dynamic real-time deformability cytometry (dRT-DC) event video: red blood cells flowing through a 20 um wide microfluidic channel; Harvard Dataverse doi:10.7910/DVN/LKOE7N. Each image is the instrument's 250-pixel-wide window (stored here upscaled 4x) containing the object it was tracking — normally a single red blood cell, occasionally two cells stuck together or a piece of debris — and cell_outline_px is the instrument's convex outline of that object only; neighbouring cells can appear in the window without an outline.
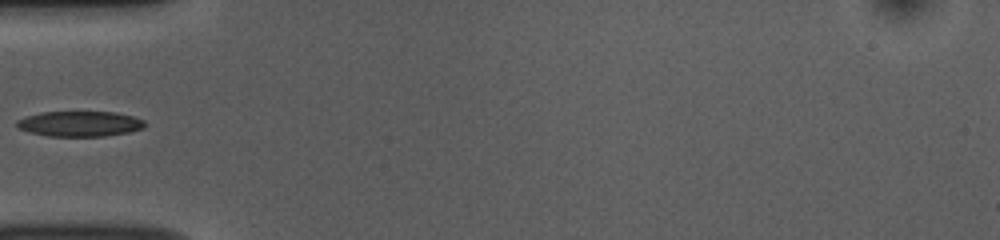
{"species": "common noctule bat (a hibernating species)", "species_latin": "Nyctalus noctula", "temperature_condition": "room temperature", "stored_images_in_passage": 24, "camera_frame_rate_fps": 3000, "um_per_image_px": 0.085, "animal": {"sex": "female", "body_mass_g": 10.0, "forearm_length_mm": 53.1}, "frame": {"image": 1, "passage_image": 1, "time_ms": 0.0, "image_size_px": [1000, 240], "cell_outline_px": [[140, 124], [132, 128], [116, 132], [44, 132], [32, 128], [44, 116], [56, 112], [96, 112], [120, 116]], "centroid_in_image_um": [7.1, 10.43], "position_along_channel_um": 77.9, "area_um2": 12.31}}
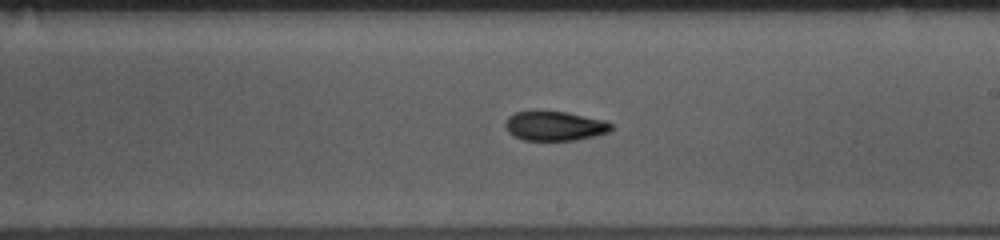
{"frame": {"image": 2, "passage_image": 14, "time_ms": 4.333, "image_size_px": [1000, 240], "cell_outline_px": [[608, 128], [600, 132], [580, 136], [556, 140], [540, 140], [520, 136], [512, 128], [512, 120], [516, 116], [524, 112], [556, 112], [608, 124]], "centroid_in_image_um": [47.11, 10.7], "position_along_channel_um": 241.9, "area_um2": 14.33}}
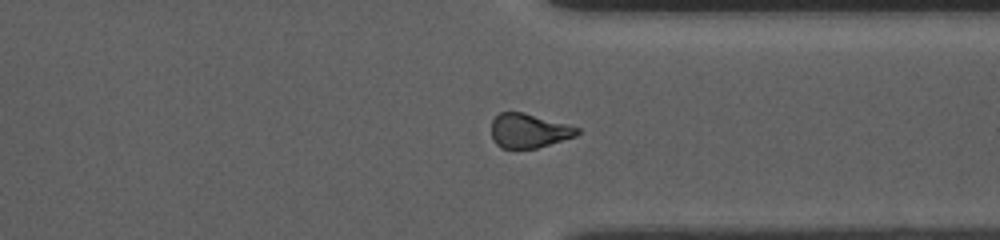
{"frame": {"image": 3, "passage_image": 24, "time_ms": 7.667, "image_size_px": [1000, 240], "cell_outline_px": [[576, 132], [568, 136], [532, 148], [508, 148], [500, 144], [496, 140], [496, 120], [500, 116], [508, 112], [516, 112]], "centroid_in_image_um": [44.77, 11.17], "position_along_channel_um": 366.6, "area_um2": 13.53}}